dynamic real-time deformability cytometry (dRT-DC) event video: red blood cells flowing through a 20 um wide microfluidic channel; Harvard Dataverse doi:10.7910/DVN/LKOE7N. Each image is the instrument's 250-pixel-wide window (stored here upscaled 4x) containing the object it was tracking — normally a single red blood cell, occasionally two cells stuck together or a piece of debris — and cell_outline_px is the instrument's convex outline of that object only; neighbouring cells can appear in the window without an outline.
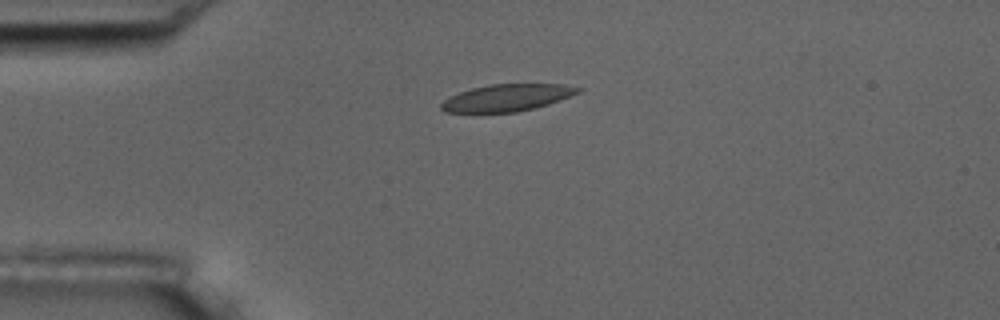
{"species": "common noctule bat (a hibernating species)", "species_latin": "Nyctalus noctula", "temperature_condition": "room temperature", "stored_images_in_passage": 2, "camera_frame_rate_fps": 3000, "um_per_image_px": 0.085, "animal": {"sex": "male", "body_mass_g": 17.5, "forearm_length_mm": 52.3}, "frame": {"image": 1, "passage_image": 1, "time_ms": 0.0, "image_size_px": [1000, 320], "cell_outline_px": [[584, 88], [580, 92], [560, 100], [536, 108], [516, 112], [444, 112], [440, 108], [440, 104], [444, 100], [460, 92], [472, 88], [488, 84], [564, 84]], "centroid_in_image_um": [43.13, 8.3], "position_along_channel_um": 41.9, "area_um2": 21.5}}